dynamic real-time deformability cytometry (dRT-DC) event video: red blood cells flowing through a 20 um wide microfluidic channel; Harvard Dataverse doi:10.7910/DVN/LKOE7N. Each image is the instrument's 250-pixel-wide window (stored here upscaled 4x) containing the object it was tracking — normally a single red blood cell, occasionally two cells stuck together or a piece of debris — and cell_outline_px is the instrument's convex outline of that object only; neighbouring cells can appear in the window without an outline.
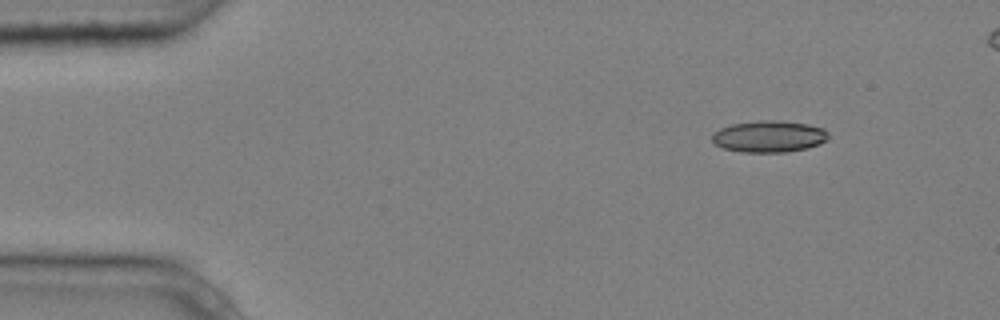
{"species": "common noctule bat (a hibernating species)", "species_latin": "Nyctalus noctula", "temperature_condition": "cold", "stored_images_in_passage": 6, "camera_frame_rate_fps": 3000, "um_per_image_px": 0.085, "animal": {"sex": "male", "body_mass_g": 20.4}, "frame": {"image": 1, "passage_image": 2, "time_ms": 0.333, "image_size_px": [1000, 320], "cell_outline_px": [[828, 140], [820, 144], [808, 148], [784, 152], [744, 152], [724, 148], [716, 144], [712, 140], [712, 132], [720, 128], [732, 124], [760, 120], [776, 120], [808, 124], [824, 128], [828, 132]], "centroid_in_image_um": [65.39, 11.59], "position_along_channel_um": 19.6, "area_um2": 21.5}}
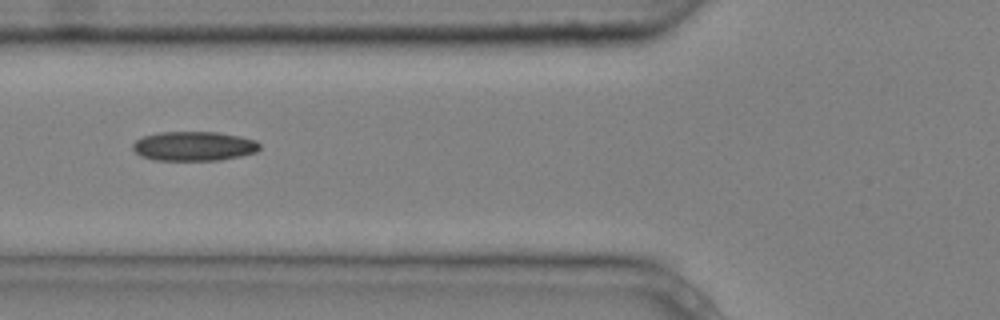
{"frame": {"image": 2, "passage_image": 6, "time_ms": 1.667, "image_size_px": [1000, 320], "cell_outline_px": [[260, 148], [256, 152], [240, 156], [220, 160], [156, 160], [140, 156], [132, 148], [132, 144], [136, 140], [144, 136], [160, 132], [216, 132], [240, 136], [256, 140], [260, 144]], "centroid_in_image_um": [16.49, 12.42], "position_along_channel_um": 109.3, "area_um2": 21.73}}